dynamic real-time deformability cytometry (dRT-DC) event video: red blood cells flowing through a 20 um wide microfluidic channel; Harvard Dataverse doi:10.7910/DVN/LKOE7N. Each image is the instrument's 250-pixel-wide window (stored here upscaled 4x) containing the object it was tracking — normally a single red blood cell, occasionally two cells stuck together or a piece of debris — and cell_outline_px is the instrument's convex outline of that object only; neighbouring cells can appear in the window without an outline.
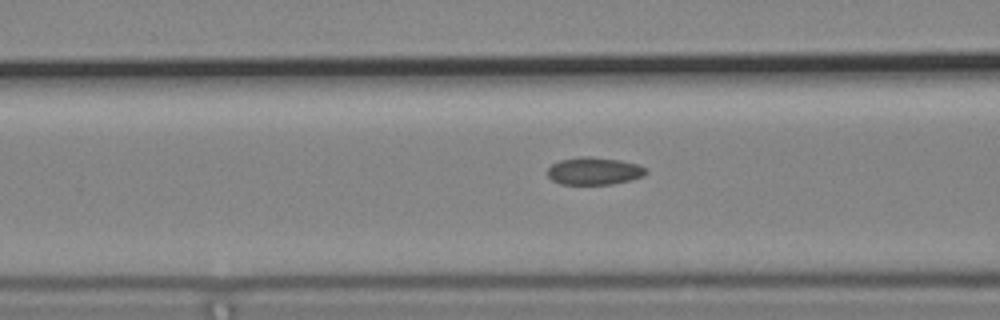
{"species": "common noctule bat (a hibernating species)", "species_latin": "Nyctalus noctula", "temperature_condition": "cold", "stored_images_in_passage": 29, "camera_frame_rate_fps": 3000, "um_per_image_px": 0.085, "animal": {"sex": "male", "body_mass_g": 19.2, "forearm_length_mm": 51.8}, "frame": {"image": 1, "passage_image": 13, "time_ms": 4.0, "image_size_px": [1000, 320], "cell_outline_px": [[648, 172], [644, 176], [632, 180], [612, 184], [560, 184], [552, 180], [548, 176], [548, 168], [552, 164], [560, 160], [580, 156], [588, 156], [620, 160], [640, 164]], "centroid_in_image_um": [50.52, 14.53], "position_along_channel_um": 116.1, "area_um2": 15.9}}
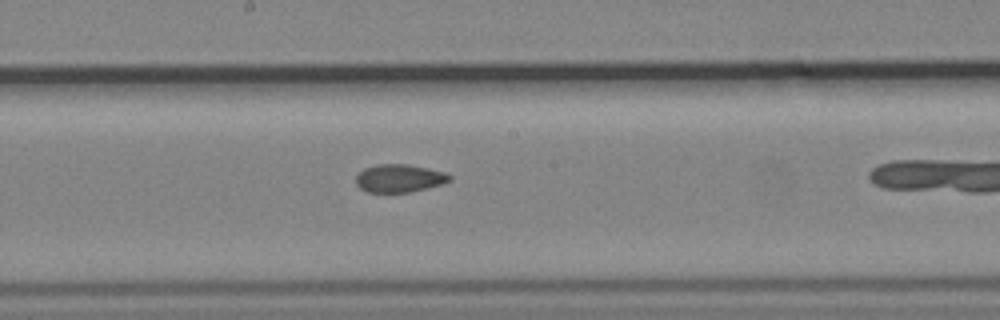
{"frame": {"image": 2, "passage_image": 21, "time_ms": 6.667, "image_size_px": [1000, 320], "cell_outline_px": [[452, 180], [444, 184], [412, 192], [368, 192], [360, 188], [356, 184], [356, 176], [364, 168], [376, 164], [408, 164], [448, 172], [452, 176]], "centroid_in_image_um": [34.0, 15.15], "position_along_channel_um": 214.2, "area_um2": 15.55}}
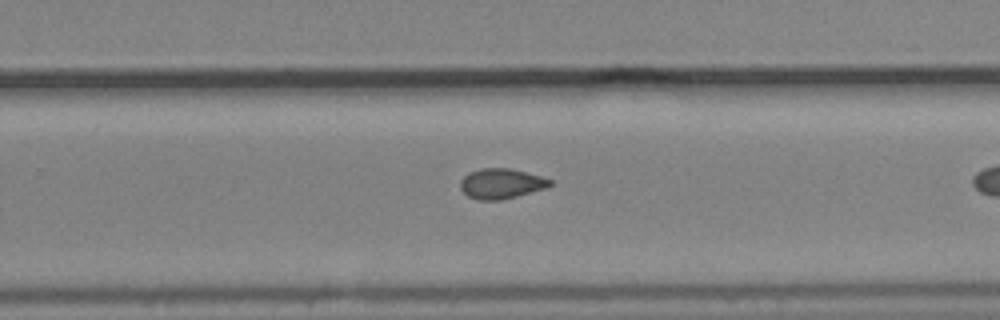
{"frame": {"image": 3, "passage_image": 27, "time_ms": 8.667, "image_size_px": [1000, 320], "cell_outline_px": [[552, 184], [548, 188], [500, 200], [476, 200], [468, 196], [460, 188], [460, 180], [468, 172], [480, 168], [508, 168], [540, 176], [552, 180]], "centroid_in_image_um": [42.58, 15.61], "position_along_channel_um": 287.2, "area_um2": 15.78}}